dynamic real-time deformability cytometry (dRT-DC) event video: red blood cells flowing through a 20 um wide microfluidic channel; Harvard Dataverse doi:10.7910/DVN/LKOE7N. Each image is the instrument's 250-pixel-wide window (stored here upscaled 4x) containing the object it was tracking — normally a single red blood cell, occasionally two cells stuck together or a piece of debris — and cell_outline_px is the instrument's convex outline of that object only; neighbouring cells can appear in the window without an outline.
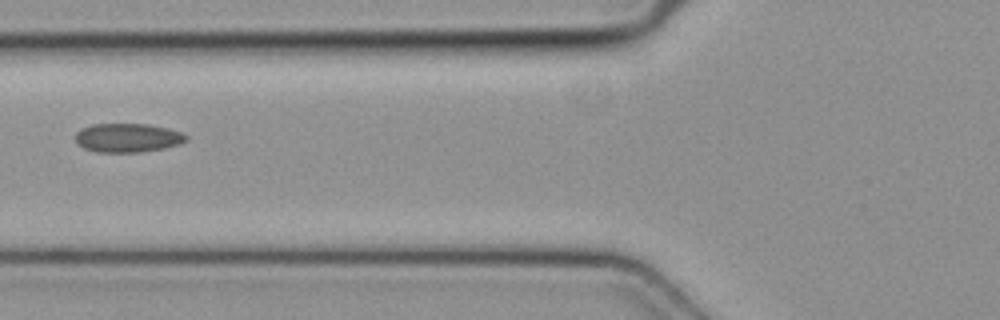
{"species": "common noctule bat (a hibernating species)", "species_latin": "Nyctalus noctula", "temperature_condition": "cold", "stored_images_in_passage": 2, "camera_frame_rate_fps": 3000, "um_per_image_px": 0.085, "animal": {"sex": "female", "body_mass_g": 19.3, "forearm_length_mm": 54.1}, "frame": {"image": 1, "passage_image": 2, "time_ms": 0.333, "image_size_px": [1000, 320], "cell_outline_px": [[188, 140], [180, 144], [164, 148], [140, 152], [96, 152], [84, 148], [76, 144], [76, 132], [80, 128], [92, 124], [148, 124], [168, 128], [180, 132], [188, 136]], "centroid_in_image_um": [10.84, 11.71], "position_along_channel_um": 115.0, "area_um2": 18.79}}